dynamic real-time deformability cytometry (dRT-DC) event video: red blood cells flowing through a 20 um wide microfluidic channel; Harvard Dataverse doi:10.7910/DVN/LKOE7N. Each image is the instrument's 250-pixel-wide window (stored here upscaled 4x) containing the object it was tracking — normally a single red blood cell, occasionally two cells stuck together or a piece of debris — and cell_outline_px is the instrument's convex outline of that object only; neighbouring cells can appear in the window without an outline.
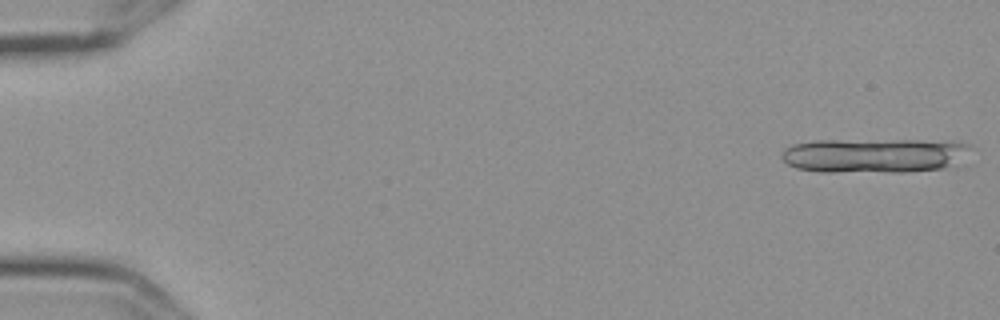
{"species": "Egyptian fruit bat (a non-hibernating species)", "species_latin": "Rousettus aegyptiacus", "temperature_condition": "cold", "stored_images_in_passage": 5, "camera_frame_rate_fps": 3000, "um_per_image_px": 0.085, "frame": {"image": 1, "passage_image": 1, "time_ms": 0.0, "image_size_px": [1000, 320], "cell_outline_px": [[968, 148], [944, 168], [904, 172], [820, 172], [796, 168], [788, 164], [780, 156], [784, 148], [792, 144], [816, 140], [920, 140], [968, 144]], "centroid_in_image_um": [74.09, 13.21], "position_along_channel_um": 10.9, "area_um2": 37.34}}
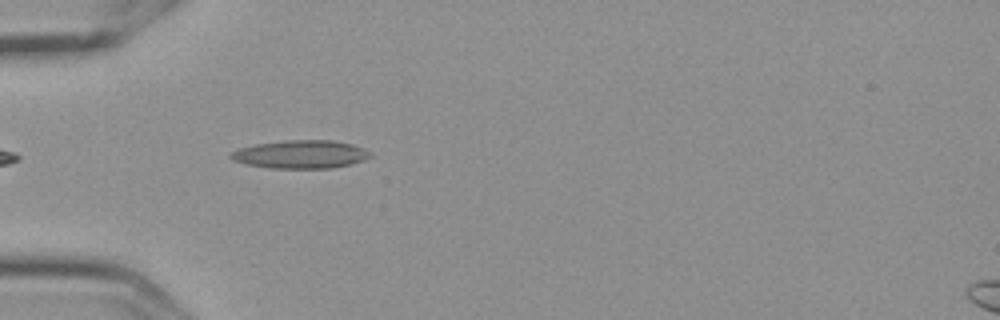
{"frame": {"image": 2, "passage_image": 5, "time_ms": 1.333, "image_size_px": [1000, 320], "cell_outline_px": [[372, 156], [364, 160], [332, 168], [272, 168], [244, 164], [232, 160], [228, 156], [232, 152], [240, 148], [256, 144], [288, 140], [332, 140], [352, 144], [364, 148], [372, 152]], "centroid_in_image_um": [25.56, 13.12], "position_along_channel_um": 59.4, "area_um2": 22.89}}